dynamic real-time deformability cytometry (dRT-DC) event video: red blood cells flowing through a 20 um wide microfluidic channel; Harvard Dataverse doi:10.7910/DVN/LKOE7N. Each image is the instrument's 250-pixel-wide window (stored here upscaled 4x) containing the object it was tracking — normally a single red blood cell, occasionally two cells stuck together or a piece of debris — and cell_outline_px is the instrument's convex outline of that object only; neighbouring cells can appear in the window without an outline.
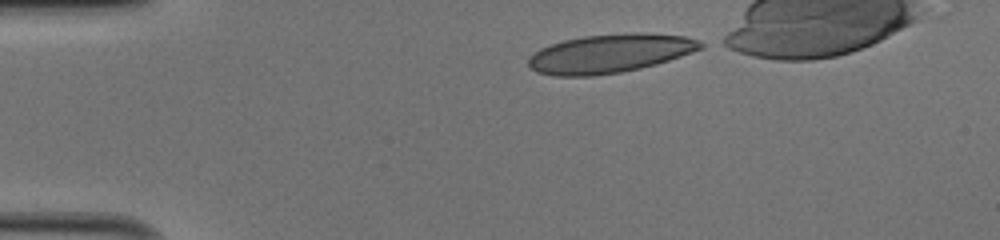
{"species": "human", "species_latin": "Homo sapiens", "temperature_condition": "cold", "stored_images_in_passage": 32, "camera_frame_rate_fps": 3000, "um_per_image_px": 0.085, "donor": {"sex": "male"}, "frame": {"image": 1, "passage_image": 1, "time_ms": 0.0, "image_size_px": [1000, 240], "cell_outline_px": [[708, 44], [704, 48], [656, 64], [640, 68], [620, 72], [592, 76], [556, 76], [536, 72], [528, 64], [528, 56], [540, 48], [564, 40], [584, 36], [632, 32], [648, 32], [684, 36], [700, 40]], "centroid_in_image_um": [51.87, 4.53], "position_along_channel_um": 33.1, "area_um2": 39.07}}
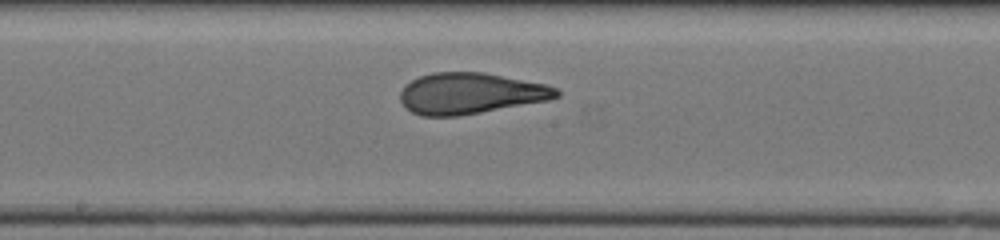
{"frame": {"image": 2, "passage_image": 18, "time_ms": 5.667, "image_size_px": [1000, 240], "cell_outline_px": [[560, 96], [548, 100], [460, 116], [420, 116], [404, 108], [400, 100], [400, 92], [404, 84], [420, 76], [432, 72], [484, 72], [544, 84], [556, 88], [560, 92]], "centroid_in_image_um": [39.93, 7.94], "position_along_channel_um": 208.3, "area_um2": 37.51}}
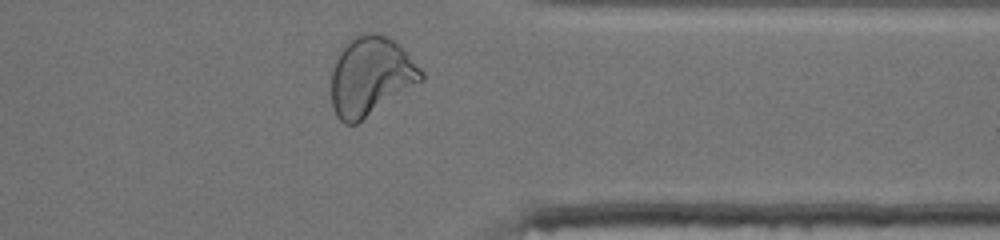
{"frame": {"image": 3, "passage_image": 31, "time_ms": 10.0, "image_size_px": [1000, 240], "cell_outline_px": [[424, 80], [356, 124], [344, 124], [336, 116], [332, 104], [332, 68], [336, 52], [352, 36], [360, 32], [376, 32], [400, 44], [424, 72]], "centroid_in_image_um": [31.49, 6.44], "position_along_channel_um": 379.9, "area_um2": 41.85}, "authors_computed_cell_mechanics": {"area_um2": 38.3214, "velocity_mm_per_s": 4.0835, "shape_relaxation_time_tau1_ms": 6.1475, "shape_relaxation_time_tau2_ms": 0.77, "deformation_change_tau1": 0.2184, "deformation_change_tau2": 0.0732}}